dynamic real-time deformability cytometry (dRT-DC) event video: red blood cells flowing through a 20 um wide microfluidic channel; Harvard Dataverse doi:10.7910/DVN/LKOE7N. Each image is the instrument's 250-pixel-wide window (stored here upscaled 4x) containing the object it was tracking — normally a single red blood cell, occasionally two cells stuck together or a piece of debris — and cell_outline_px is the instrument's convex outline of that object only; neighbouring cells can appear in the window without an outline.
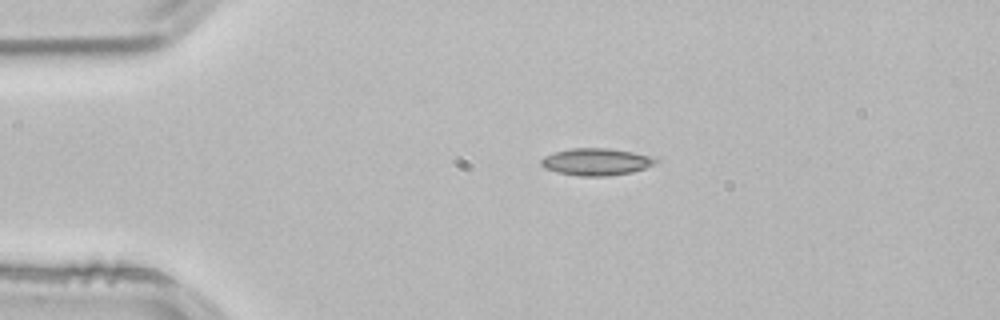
{"species": "common noctule bat (a hibernating species)", "species_latin": "Nyctalus noctula", "temperature_condition": "room temperature", "stored_images_in_passage": 3, "camera_frame_rate_fps": 3000, "um_per_image_px": 0.085, "animal": {"sex": "male", "body_mass_g": 21.5, "forearm_length_mm": 52.0}, "frame": {"image": 1, "passage_image": 1, "time_ms": 0.0, "image_size_px": [1000, 320], "cell_outline_px": [[660, 160], [656, 164], [632, 172], [608, 176], [580, 176], [556, 172], [544, 168], [540, 164], [540, 160], [544, 156], [556, 152], [572, 148], [604, 148], [632, 152], [648, 156]], "centroid_in_image_um": [50.66, 13.76], "position_along_channel_um": 34.3, "area_um2": 17.98}}